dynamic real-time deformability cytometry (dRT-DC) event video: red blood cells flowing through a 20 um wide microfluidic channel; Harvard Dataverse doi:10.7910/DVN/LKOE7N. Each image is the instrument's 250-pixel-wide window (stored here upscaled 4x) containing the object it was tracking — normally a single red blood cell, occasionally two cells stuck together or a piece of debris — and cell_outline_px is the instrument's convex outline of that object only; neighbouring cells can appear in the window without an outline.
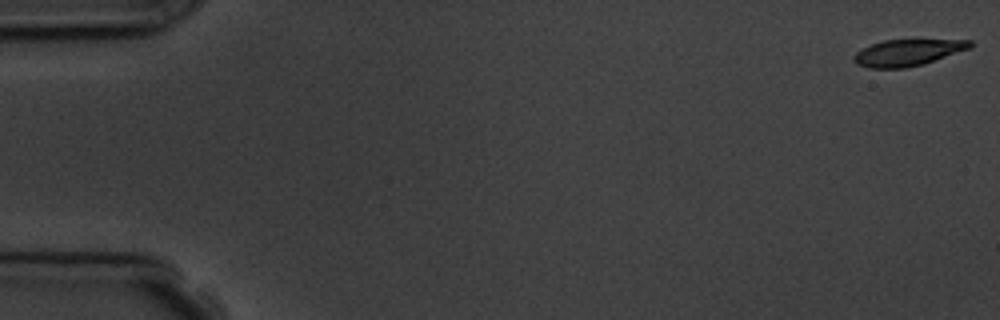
{"species": "common noctule bat (a hibernating species)", "species_latin": "Nyctalus noctula", "temperature_condition": "room temperature", "stored_images_in_passage": 5, "camera_frame_rate_fps": 3000, "um_per_image_px": 0.085, "animal": {"sex": "male", "body_mass_g": 19.5, "forearm_length_mm": 54.6}, "frame": {"image": 1, "passage_image": 1, "time_ms": 0.0, "image_size_px": [1000, 320], "cell_outline_px": [[972, 48], [924, 64], [904, 68], [868, 68], [856, 64], [852, 60], [852, 56], [856, 52], [872, 44], [884, 40], [972, 40]], "centroid_in_image_um": [77.15, 4.48], "position_along_channel_um": 7.9, "area_um2": 17.98}}
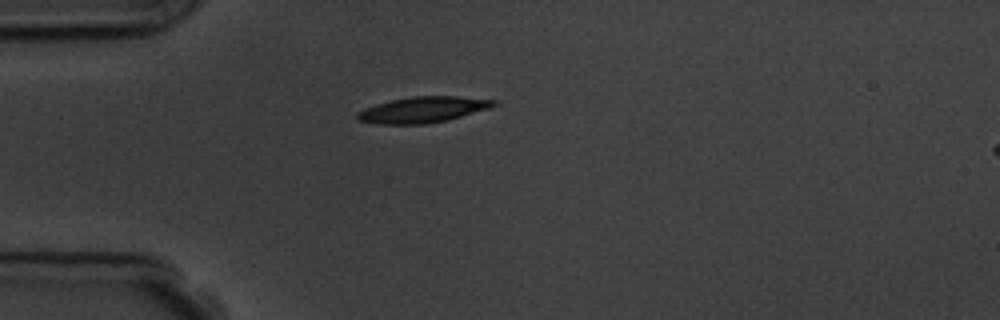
{"frame": {"image": 2, "passage_image": 5, "time_ms": 4.667, "image_size_px": [1000, 320], "cell_outline_px": [[496, 104], [488, 108], [448, 120], [424, 124], [380, 124], [360, 120], [356, 116], [356, 112], [364, 108], [376, 104], [392, 100], [412, 96], [456, 96], [496, 100]], "centroid_in_image_um": [35.92, 9.32], "position_along_channel_um": 49.1, "area_um2": 20.35}}